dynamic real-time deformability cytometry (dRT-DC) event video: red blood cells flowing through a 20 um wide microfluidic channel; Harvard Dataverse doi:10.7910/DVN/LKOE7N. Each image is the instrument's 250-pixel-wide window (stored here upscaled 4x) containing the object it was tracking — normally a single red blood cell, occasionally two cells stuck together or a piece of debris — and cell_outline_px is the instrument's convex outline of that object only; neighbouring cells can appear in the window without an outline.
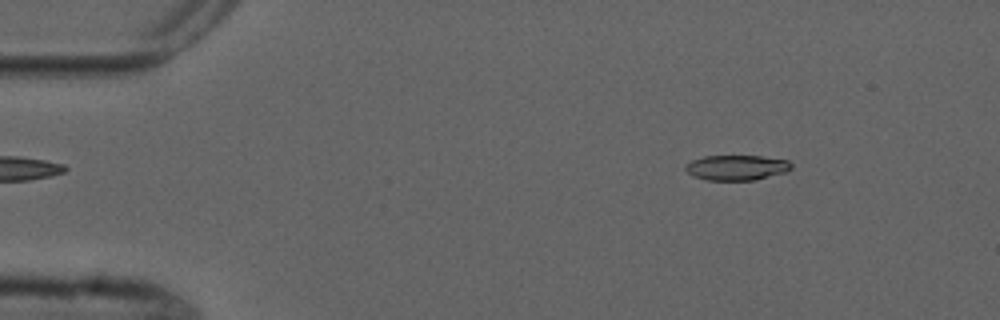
{"species": "common noctule bat (a hibernating species)", "species_latin": "Nyctalus noctula", "temperature_condition": "cold", "stored_images_in_passage": 6, "camera_frame_rate_fps": 3000, "um_per_image_px": 0.085, "animal": {"sex": "male", "forearm_length_mm": 52.5}, "frame": {"image": 1, "passage_image": 2, "time_ms": 1.0, "image_size_px": [1000, 320], "cell_outline_px": [[792, 168], [788, 172], [756, 180], [708, 180], [692, 176], [684, 168], [692, 160], [704, 156], [760, 156], [788, 160], [792, 164]], "centroid_in_image_um": [62.66, 14.25], "position_along_channel_um": 22.3, "area_um2": 15.61}}
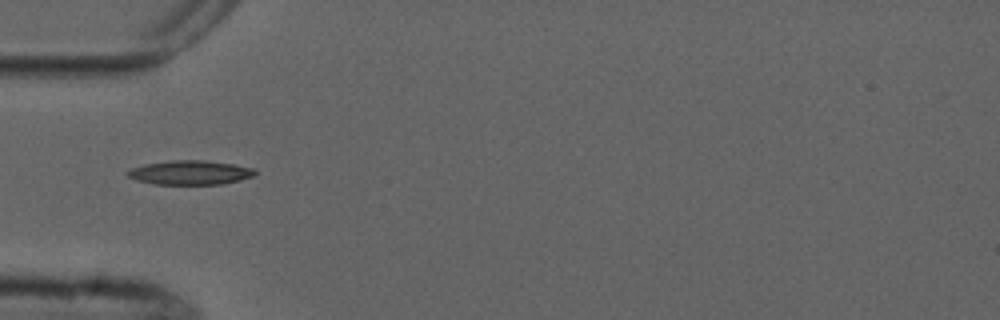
{"frame": {"image": 2, "passage_image": 5, "time_ms": 4.333, "image_size_px": [1000, 320], "cell_outline_px": [[256, 172], [252, 176], [240, 180], [224, 184], [152, 184], [136, 180], [128, 176], [124, 172], [132, 168], [144, 164], [172, 160], [204, 160], [232, 164], [252, 168]], "centroid_in_image_um": [16.11, 14.67], "position_along_channel_um": 68.9, "area_um2": 17.92}}
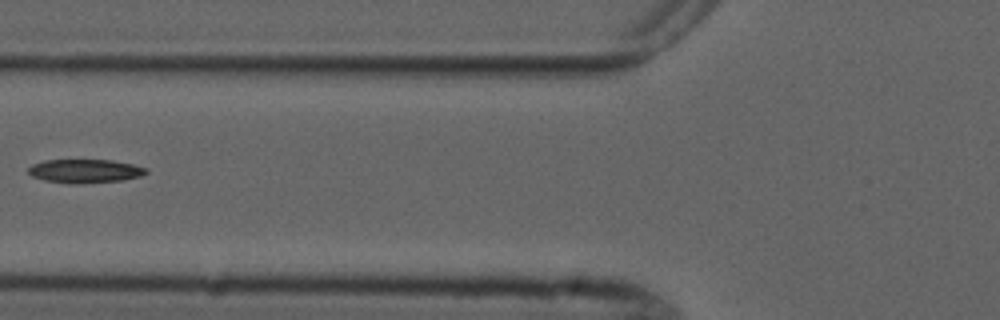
{"frame": {"image": 3, "passage_image": 6, "time_ms": 5.667, "image_size_px": [1000, 320], "cell_outline_px": [[148, 172], [140, 176], [120, 180], [76, 184], [68, 184], [44, 180], [32, 176], [28, 172], [28, 168], [32, 164], [44, 160], [112, 160], [132, 164], [148, 168]], "centroid_in_image_um": [7.2, 14.54], "position_along_channel_um": 118.6, "area_um2": 16.24}}